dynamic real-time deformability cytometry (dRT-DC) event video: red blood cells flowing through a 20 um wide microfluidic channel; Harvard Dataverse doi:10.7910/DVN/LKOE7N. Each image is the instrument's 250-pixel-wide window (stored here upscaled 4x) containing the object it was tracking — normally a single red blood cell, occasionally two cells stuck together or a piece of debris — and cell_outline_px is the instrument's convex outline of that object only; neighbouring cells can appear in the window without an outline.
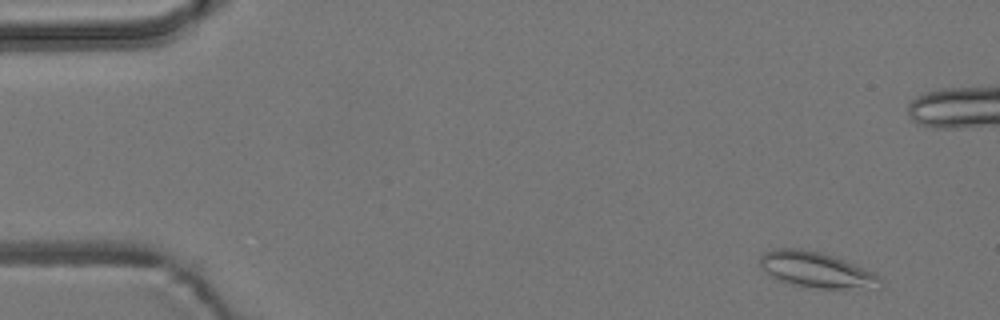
{"species": "common noctule bat (a hibernating species)", "species_latin": "Nyctalus noctula", "temperature_condition": "room temperature", "stored_images_in_passage": 8, "camera_frame_rate_fps": 3000, "um_per_image_px": 0.085, "animal": {"sex": "male", "body_mass_g": 19.2, "forearm_length_mm": 51.8}, "frame": {"image": 1, "passage_image": 2, "time_ms": 1.0, "image_size_px": [1000, 320], "cell_outline_px": [[884, 284], [880, 288], [820, 288], [792, 284], [780, 280], [768, 272], [760, 264], [760, 256], [764, 252], [776, 248], [800, 248], [820, 252], [844, 260], [872, 272], [884, 280]], "centroid_in_image_um": [69.43, 22.93], "position_along_channel_um": 15.6, "area_um2": 24.57}}
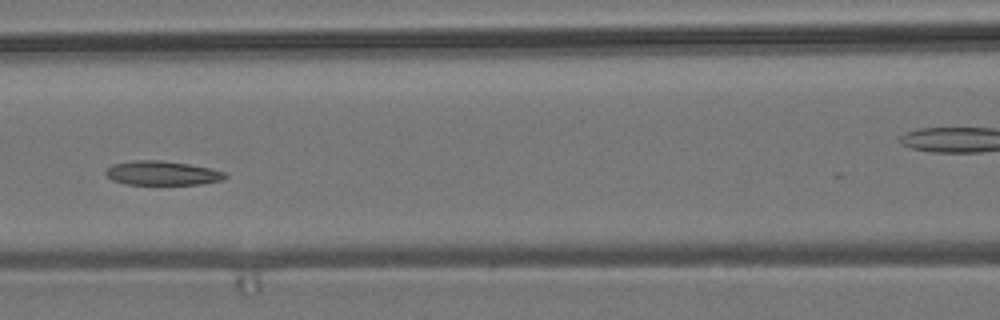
{"frame": {"image": 2, "passage_image": 7, "time_ms": 7.667, "image_size_px": [1000, 320], "cell_outline_px": [[228, 176], [224, 180], [200, 184], [124, 184], [112, 180], [104, 172], [112, 164], [132, 160], [160, 160], [188, 164], [212, 168], [228, 172]], "centroid_in_image_um": [13.83, 14.71], "position_along_channel_um": 152.8, "area_um2": 16.99}}